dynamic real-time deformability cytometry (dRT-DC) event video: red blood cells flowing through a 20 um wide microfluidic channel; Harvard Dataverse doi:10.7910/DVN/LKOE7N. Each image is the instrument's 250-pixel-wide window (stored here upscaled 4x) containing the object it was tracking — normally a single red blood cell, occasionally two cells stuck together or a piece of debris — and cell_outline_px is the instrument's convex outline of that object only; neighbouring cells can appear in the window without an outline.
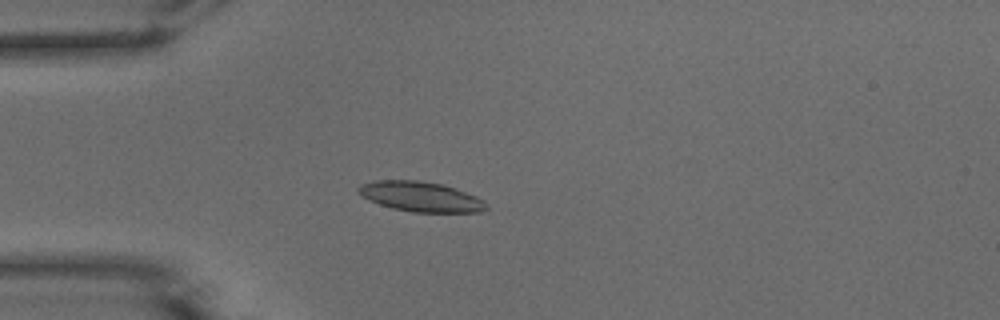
{"species": "common noctule bat (a hibernating species)", "species_latin": "Nyctalus noctula", "temperature_condition": "warm", "stored_images_in_passage": 44, "camera_frame_rate_fps": 3000, "um_per_image_px": 0.085, "animal": {"sex": "male", "body_mass_g": 15.6}, "frame": {"image": 1, "passage_image": 14, "time_ms": 4.333, "image_size_px": [1000, 320], "cell_outline_px": [[488, 208], [480, 212], [412, 212], [392, 208], [368, 200], [356, 192], [356, 188], [360, 184], [376, 180], [416, 180], [444, 184], [456, 188], [476, 196], [484, 200], [488, 204]], "centroid_in_image_um": [35.75, 16.71], "position_along_channel_um": 49.2, "area_um2": 22.6}}
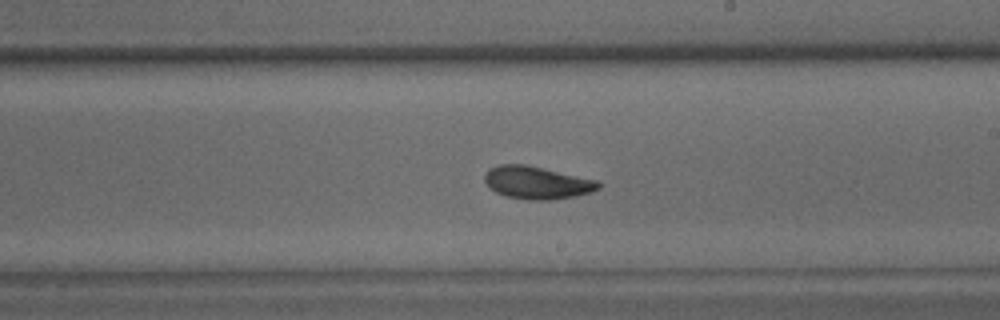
{"frame": {"image": 2, "passage_image": 30, "time_ms": 9.667, "image_size_px": [1000, 320], "cell_outline_px": [[600, 188], [576, 196], [552, 200], [528, 200], [504, 196], [496, 192], [484, 180], [484, 176], [488, 168], [500, 164], [524, 164], [596, 180], [600, 184]], "centroid_in_image_um": [45.6, 15.53], "position_along_channel_um": 243.4, "area_um2": 21.44}}
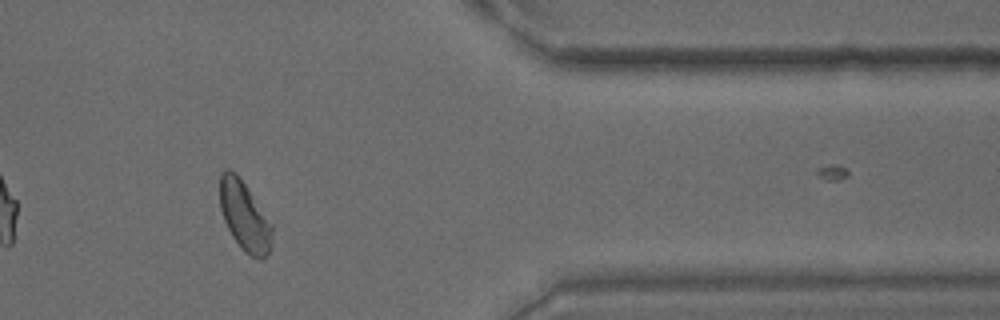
{"frame": {"image": 3, "passage_image": 43, "time_ms": 14.0, "image_size_px": [1000, 320], "cell_outline_px": [[272, 244], [268, 252], [260, 260], [248, 256], [244, 252], [232, 236], [224, 220], [220, 208], [220, 172], [224, 168], [228, 168], [236, 172], [272, 224]], "centroid_in_image_um": [20.77, 18.37], "position_along_channel_um": 390.6, "area_um2": 21.1}}